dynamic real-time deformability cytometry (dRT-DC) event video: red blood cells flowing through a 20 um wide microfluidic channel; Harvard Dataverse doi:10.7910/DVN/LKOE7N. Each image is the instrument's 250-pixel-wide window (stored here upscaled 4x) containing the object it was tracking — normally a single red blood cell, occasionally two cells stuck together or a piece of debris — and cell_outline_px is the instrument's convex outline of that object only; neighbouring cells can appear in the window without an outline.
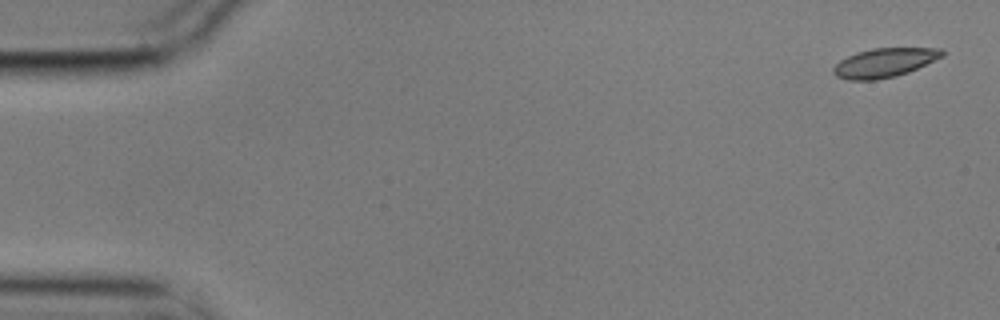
{"species": "common noctule bat (a hibernating species)", "species_latin": "Nyctalus noctula", "temperature_condition": "cold", "stored_images_in_passage": 5, "camera_frame_rate_fps": 3000, "um_per_image_px": 0.085, "animal": {"sex": "male", "body_mass_g": 17.9}, "frame": {"image": 1, "passage_image": 1, "time_ms": 0.0, "image_size_px": [1000, 320], "cell_outline_px": [[944, 56], [908, 72], [896, 76], [876, 80], [848, 80], [836, 76], [832, 72], [832, 68], [840, 60], [856, 52], [872, 48], [940, 48], [944, 52]], "centroid_in_image_um": [75.15, 5.33], "position_along_channel_um": 9.8, "area_um2": 18.44}}
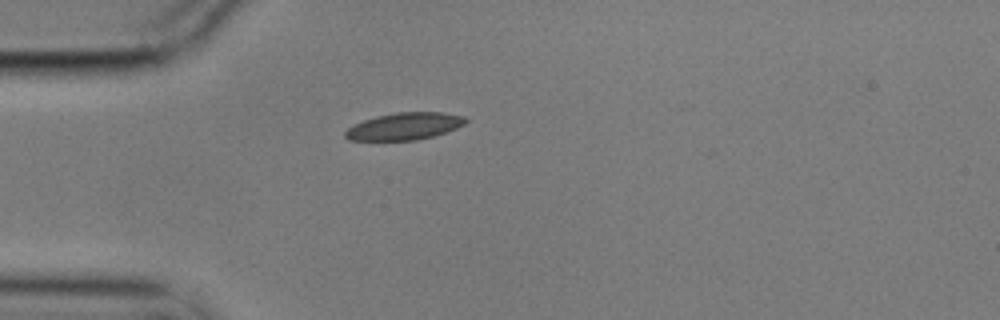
{"frame": {"image": 2, "passage_image": 4, "time_ms": 1.0, "image_size_px": [1000, 320], "cell_outline_px": [[468, 120], [464, 124], [456, 128], [432, 136], [416, 140], [348, 140], [344, 136], [344, 132], [348, 128], [364, 120], [376, 116], [396, 112], [440, 112], [464, 116]], "centroid_in_image_um": [34.37, 10.73], "position_along_channel_um": 50.6, "area_um2": 18.84}}